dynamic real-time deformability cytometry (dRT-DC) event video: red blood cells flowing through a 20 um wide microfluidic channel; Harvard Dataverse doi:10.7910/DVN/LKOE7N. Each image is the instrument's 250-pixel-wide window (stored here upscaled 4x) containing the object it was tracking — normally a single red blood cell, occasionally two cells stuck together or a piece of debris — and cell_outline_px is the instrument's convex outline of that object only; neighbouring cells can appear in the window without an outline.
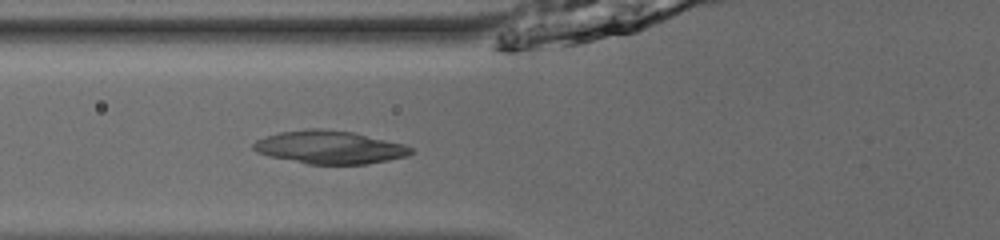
{"species": "common noctule bat (a hibernating species)", "species_latin": "Nyctalus noctula", "temperature_condition": "room temperature", "stored_images_in_passage": 35, "camera_frame_rate_fps": 3000, "um_per_image_px": 0.085, "animal": {"sex": "male", "body_mass_g": 13.0, "forearm_length_mm": 53.1}, "frame": {"image": 1, "passage_image": 4, "time_ms": 1.0, "image_size_px": [1000, 240], "cell_outline_px": [[412, 152], [408, 156], [368, 164], [308, 164], [268, 156], [256, 152], [252, 148], [252, 144], [256, 140], [264, 136], [280, 132], [312, 128], [320, 128], [352, 132], [404, 144], [412, 148]], "centroid_in_image_um": [27.98, 12.52], "position_along_channel_um": 97.8, "area_um2": 30.35}}
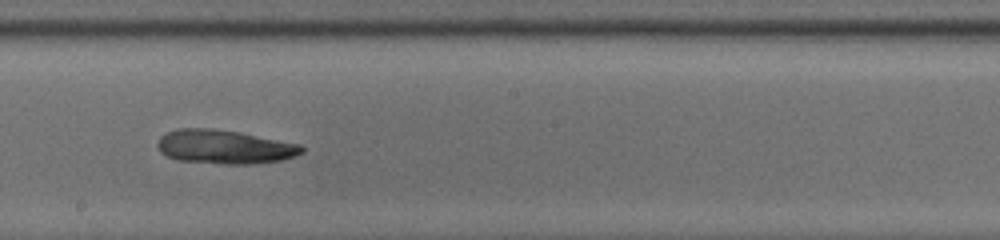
{"frame": {"image": 2, "passage_image": 14, "time_ms": 4.333, "image_size_px": [1000, 240], "cell_outline_px": [[304, 152], [296, 156], [280, 160], [252, 164], [224, 164], [180, 160], [168, 156], [160, 152], [156, 144], [160, 136], [176, 128], [212, 128], [240, 132], [300, 144], [304, 148]], "centroid_in_image_um": [19.08, 12.47], "position_along_channel_um": 229.1, "area_um2": 28.55}}
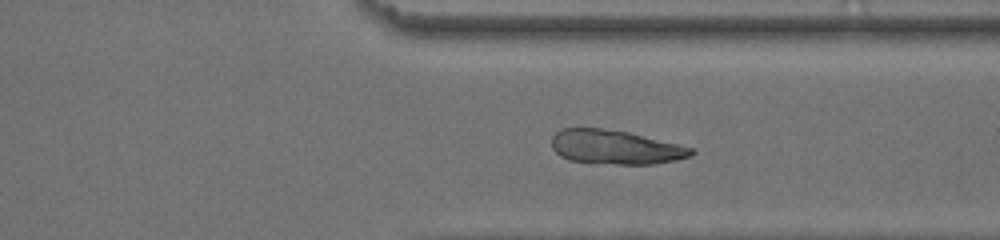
{"frame": {"image": 3, "passage_image": 24, "time_ms": 7.667, "image_size_px": [1000, 240], "cell_outline_px": [[696, 152], [692, 156], [676, 160], [656, 164], [616, 164], [568, 160], [560, 156], [552, 148], [552, 136], [556, 132], [564, 128], [600, 128], [628, 132], [692, 148]], "centroid_in_image_um": [52.3, 12.51], "position_along_channel_um": 359.1, "area_um2": 27.57}, "authors_computed_cell_mechanics": {"area_um2": 29.1312, "velocity_mm_per_s": 3.9174, "shape_relaxation_time_tau1_ms": 4.8053, "shape_relaxation_time_tau2_ms": 3.5432, "deformation_change_tau1": 0.0439, "deformation_change_tau2": 0.0824}}